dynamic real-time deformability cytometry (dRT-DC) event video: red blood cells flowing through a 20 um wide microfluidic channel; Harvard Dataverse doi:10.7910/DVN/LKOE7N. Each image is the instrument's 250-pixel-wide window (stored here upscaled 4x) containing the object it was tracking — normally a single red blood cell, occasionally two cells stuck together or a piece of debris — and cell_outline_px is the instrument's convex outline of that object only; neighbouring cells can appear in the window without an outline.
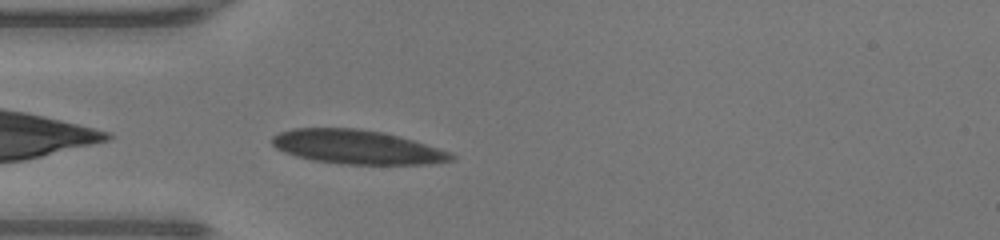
{"species": "human", "species_latin": "Homo sapiens", "temperature_condition": "warm", "stored_images_in_passage": 35, "camera_frame_rate_fps": 3000, "um_per_image_px": 0.085, "donor": {"sex": "male"}, "frame": {"image": 1, "passage_image": 1, "time_ms": 0.0, "image_size_px": [1000, 240], "cell_outline_px": [[456, 160], [432, 164], [344, 164], [312, 160], [296, 156], [284, 152], [276, 148], [272, 144], [272, 136], [280, 132], [292, 128], [360, 128], [384, 132], [400, 136], [452, 152], [456, 156]], "centroid_in_image_um": [30.38, 12.49], "position_along_channel_um": 54.6, "area_um2": 35.84}}
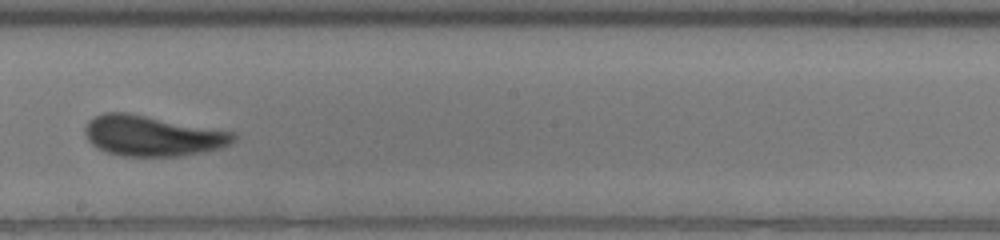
{"frame": {"image": 2, "passage_image": 14, "time_ms": 4.333, "image_size_px": [1000, 240], "cell_outline_px": [[236, 140], [220, 148], [180, 156], [120, 156], [96, 148], [88, 140], [84, 132], [84, 128], [88, 120], [104, 112], [128, 112], [236, 132]], "centroid_in_image_um": [12.93, 11.53], "position_along_channel_um": 235.3, "area_um2": 35.2}}
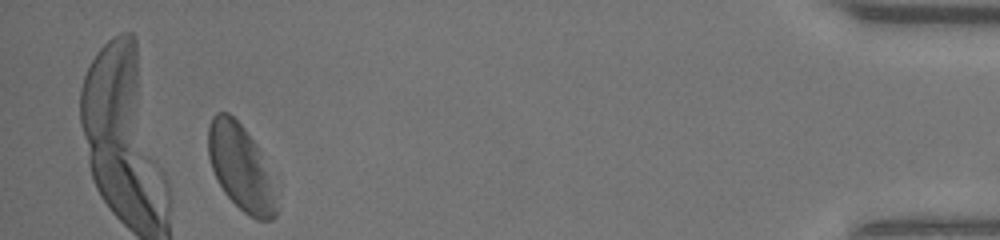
{"frame": {"image": 3, "passage_image": 32, "time_ms": 10.333, "image_size_px": [1000, 240], "cell_outline_px": [[276, 216], [272, 220], [256, 220], [244, 212], [224, 192], [212, 168], [208, 156], [208, 128], [212, 116], [216, 112], [228, 112], [244, 128], [256, 144], [260, 152], [268, 180], [276, 212]], "centroid_in_image_um": [20.37, 14.19], "position_along_channel_um": 414.8, "area_um2": 32.54}, "authors_computed_cell_mechanics": {"area_um2": 35.6048, "velocity_mm_per_s": 4.2608, "shape_relaxation_time_tau1_ms": 2.3988, "shape_relaxation_time_tau2_ms": 0.8174, "deformation_change_tau1": 0.1239, "deformation_change_tau2": 0.0662}}